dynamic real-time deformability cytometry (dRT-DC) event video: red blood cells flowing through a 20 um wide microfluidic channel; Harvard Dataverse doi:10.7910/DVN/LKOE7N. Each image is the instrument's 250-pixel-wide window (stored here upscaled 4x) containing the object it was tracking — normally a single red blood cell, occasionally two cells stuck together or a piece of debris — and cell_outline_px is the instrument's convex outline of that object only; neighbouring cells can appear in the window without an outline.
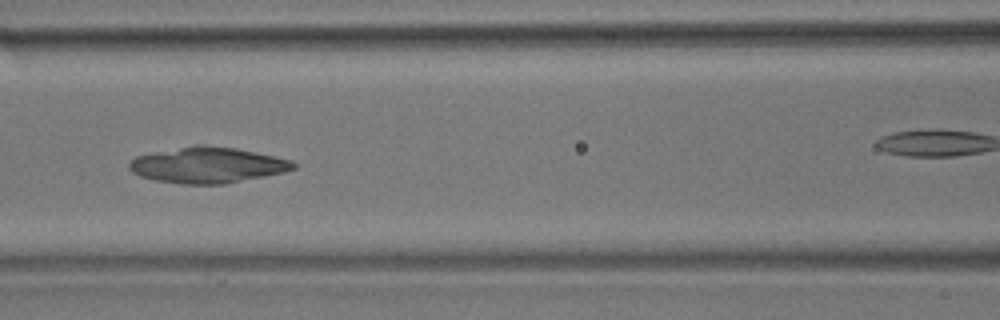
{"species": "common noctule bat (a hibernating species)", "species_latin": "Nyctalus noctula", "temperature_condition": "room temperature", "stored_images_in_passage": 12, "camera_frame_rate_fps": 3000, "um_per_image_px": 0.085, "animal": {"sex": "male", "body_mass_g": 17.9}, "frame": {"image": 1, "passage_image": 6, "time_ms": 6.667, "image_size_px": [1000, 320], "cell_outline_px": [[296, 168], [284, 172], [224, 184], [180, 184], [156, 180], [140, 176], [132, 172], [128, 168], [128, 164], [136, 156], [196, 144], [204, 144], [236, 148], [292, 160], [296, 164]], "centroid_in_image_um": [17.64, 14.03], "position_along_channel_um": 149.0, "area_um2": 34.16}}